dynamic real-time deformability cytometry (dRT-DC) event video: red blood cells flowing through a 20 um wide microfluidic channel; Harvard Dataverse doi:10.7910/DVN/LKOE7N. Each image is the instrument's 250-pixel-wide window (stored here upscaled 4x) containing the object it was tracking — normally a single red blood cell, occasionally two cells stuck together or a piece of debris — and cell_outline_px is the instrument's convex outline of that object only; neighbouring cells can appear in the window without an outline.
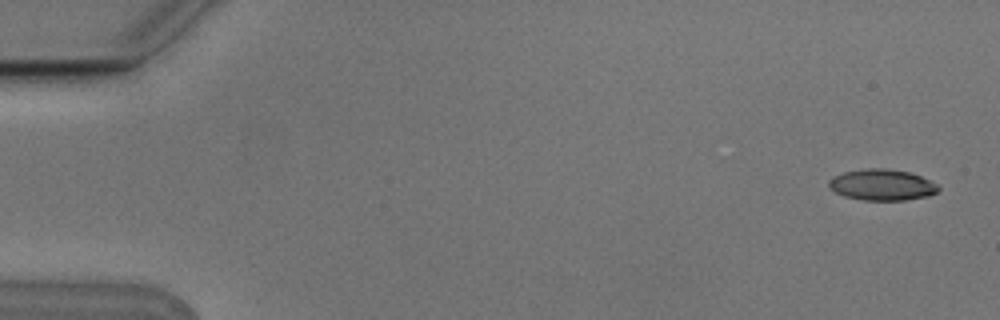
{"species": "Egyptian fruit bat (a non-hibernating species)", "species_latin": "Rousettus aegyptiacus", "temperature_condition": "cold", "stored_images_in_passage": 4, "camera_frame_rate_fps": 3000, "um_per_image_px": 0.085, "animal": {"sex": "male"}, "frame": {"image": 1, "passage_image": 1, "time_ms": 0.0, "image_size_px": [1000, 320], "cell_outline_px": [[940, 188], [936, 192], [928, 196], [904, 200], [864, 200], [844, 196], [828, 188], [828, 180], [832, 176], [844, 172], [868, 168], [888, 168], [908, 172], [920, 176], [936, 184]], "centroid_in_image_um": [74.93, 15.71], "position_along_channel_um": 10.1, "area_um2": 19.83}}